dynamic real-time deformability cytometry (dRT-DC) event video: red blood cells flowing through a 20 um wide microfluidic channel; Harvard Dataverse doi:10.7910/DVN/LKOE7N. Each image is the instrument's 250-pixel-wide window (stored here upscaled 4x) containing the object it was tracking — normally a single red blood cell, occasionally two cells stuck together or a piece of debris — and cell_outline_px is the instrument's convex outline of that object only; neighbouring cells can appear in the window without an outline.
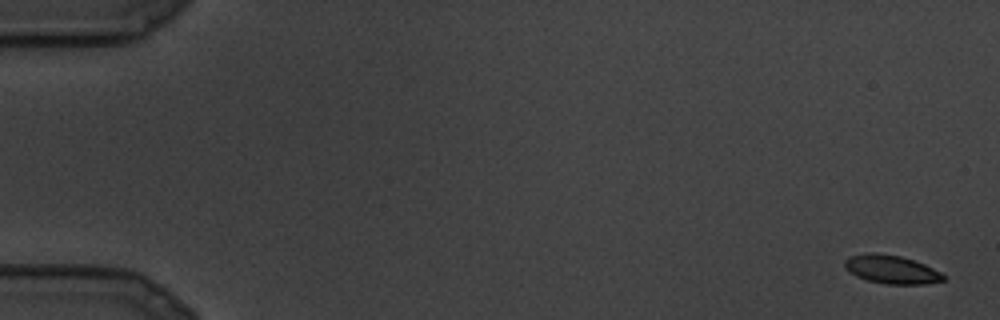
{"species": "common noctule bat (a hibernating species)", "species_latin": "Nyctalus noctula", "temperature_condition": "cold", "stored_images_in_passage": 10, "camera_frame_rate_fps": 3000, "um_per_image_px": 0.085, "animal": {"sex": "male", "body_mass_g": 19.5, "forearm_length_mm": 54.6}, "frame": {"image": 1, "passage_image": 1, "time_ms": 0.0, "image_size_px": [1000, 320], "cell_outline_px": [[944, 280], [924, 284], [884, 284], [868, 280], [856, 276], [844, 268], [844, 260], [848, 256], [868, 252], [876, 252], [900, 256], [924, 264], [940, 272], [944, 276]], "centroid_in_image_um": [75.71, 22.89], "position_along_channel_um": 9.3, "area_um2": 16.36}}
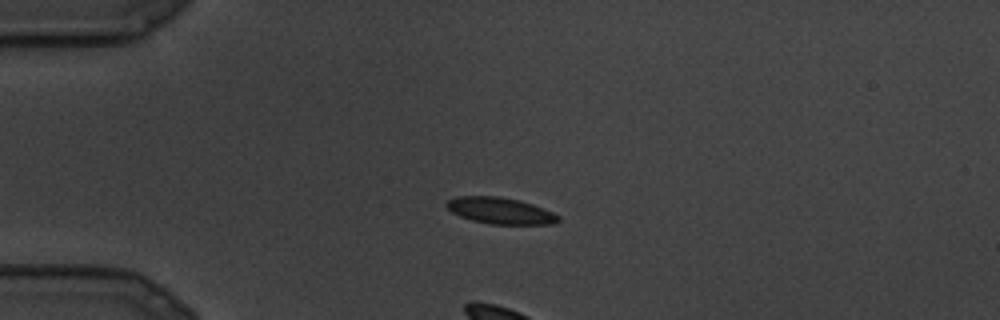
{"frame": {"image": 2, "passage_image": 7, "time_ms": 2.0, "image_size_px": [1000, 320], "cell_outline_px": [[560, 220], [552, 224], [488, 224], [472, 220], [460, 216], [452, 212], [444, 204], [448, 200], [456, 196], [500, 196], [520, 200], [532, 204], [552, 212], [560, 216]], "centroid_in_image_um": [42.51, 17.9], "position_along_channel_um": 42.5, "area_um2": 17.22}}